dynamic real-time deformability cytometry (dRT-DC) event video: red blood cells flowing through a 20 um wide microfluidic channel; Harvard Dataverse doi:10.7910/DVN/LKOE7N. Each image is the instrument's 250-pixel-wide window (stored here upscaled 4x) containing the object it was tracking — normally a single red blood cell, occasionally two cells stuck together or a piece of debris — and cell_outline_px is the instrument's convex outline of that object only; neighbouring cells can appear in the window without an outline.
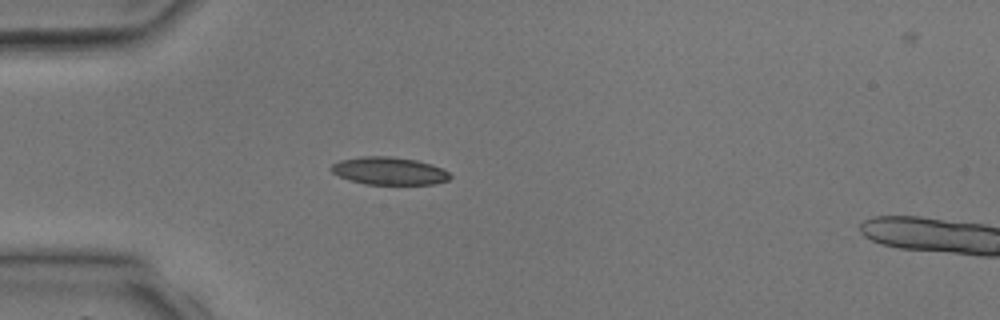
{"species": "common noctule bat (a hibernating species)", "species_latin": "Nyctalus noctula", "temperature_condition": "room temperature", "stored_images_in_passage": 5, "camera_frame_rate_fps": 3000, "um_per_image_px": 0.085, "animal": {"sex": "male", "body_mass_g": 17.9, "forearm_length_mm": 54.2}, "frame": {"image": 1, "passage_image": 4, "time_ms": 3.333, "image_size_px": [1000, 320], "cell_outline_px": [[452, 176], [448, 180], [436, 184], [364, 184], [340, 176], [332, 172], [328, 168], [332, 164], [340, 160], [360, 156], [392, 156], [416, 160], [432, 164], [448, 172]], "centroid_in_image_um": [33.07, 14.52], "position_along_channel_um": 51.9, "area_um2": 19.19}}